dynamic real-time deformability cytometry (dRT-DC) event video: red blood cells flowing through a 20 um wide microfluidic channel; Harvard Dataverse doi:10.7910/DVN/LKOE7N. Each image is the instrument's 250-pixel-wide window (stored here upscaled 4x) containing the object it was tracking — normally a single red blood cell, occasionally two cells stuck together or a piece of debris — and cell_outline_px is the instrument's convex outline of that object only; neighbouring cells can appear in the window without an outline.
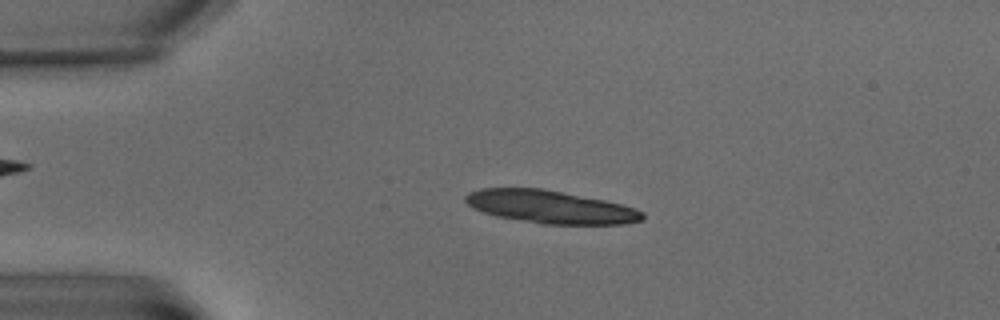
{"species": "common noctule bat (a hibernating species)", "species_latin": "Nyctalus noctula", "temperature_condition": "warm", "stored_images_in_passage": 6, "camera_frame_rate_fps": 3000, "um_per_image_px": 0.085, "animal": {"sex": "male", "body_mass_g": 15.6}, "frame": {"image": 1, "passage_image": 3, "time_ms": 2.333, "image_size_px": [1000, 320], "cell_outline_px": [[644, 220], [624, 224], [540, 224], [496, 216], [472, 208], [464, 200], [464, 196], [468, 192], [480, 188], [540, 188], [604, 200], [636, 208], [644, 212]], "centroid_in_image_um": [46.77, 17.59], "position_along_channel_um": 38.2, "area_um2": 33.93}}